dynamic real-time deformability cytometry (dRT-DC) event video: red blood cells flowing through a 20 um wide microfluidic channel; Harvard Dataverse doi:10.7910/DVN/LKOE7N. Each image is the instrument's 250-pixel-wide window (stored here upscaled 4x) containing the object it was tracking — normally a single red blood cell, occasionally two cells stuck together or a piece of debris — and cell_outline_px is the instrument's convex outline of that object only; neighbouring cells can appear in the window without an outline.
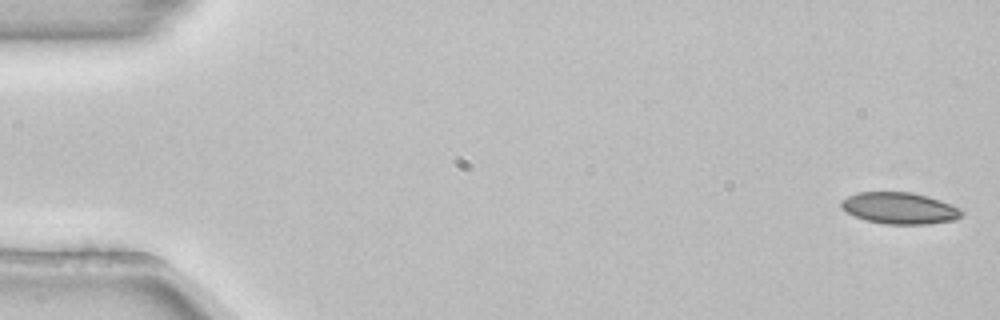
{"species": "common noctule bat (a hibernating species)", "species_latin": "Nyctalus noctula", "temperature_condition": "room temperature", "stored_images_in_passage": 6, "segment_of_instrument_passage": [1, 2], "camera_frame_rate_fps": 3000, "um_per_image_px": 0.085, "animal": {"sex": "female", "body_mass_g": 22.7, "forearm_length_mm": 54.2}, "frame": {"image": 1, "passage_image": 1, "time_ms": 0.0, "image_size_px": [1000, 320], "cell_outline_px": [[964, 212], [960, 216], [952, 220], [928, 224], [884, 224], [864, 220], [848, 212], [840, 204], [840, 200], [856, 192], [912, 192], [928, 196], [940, 200], [960, 208]], "centroid_in_image_um": [76.45, 17.69], "position_along_channel_um": 8.5, "area_um2": 22.08}}
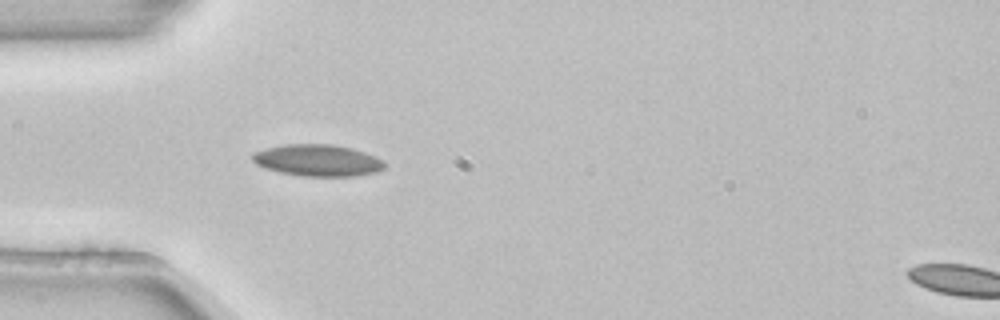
{"frame": {"image": 2, "passage_image": 5, "time_ms": 1.333, "image_size_px": [1000, 320], "cell_outline_px": [[384, 168], [376, 172], [356, 176], [300, 176], [280, 172], [264, 168], [256, 164], [252, 160], [252, 152], [284, 144], [332, 144], [352, 148], [376, 156], [384, 160]], "centroid_in_image_um": [27.0, 13.63], "position_along_channel_um": 58.0, "area_um2": 24.51}}